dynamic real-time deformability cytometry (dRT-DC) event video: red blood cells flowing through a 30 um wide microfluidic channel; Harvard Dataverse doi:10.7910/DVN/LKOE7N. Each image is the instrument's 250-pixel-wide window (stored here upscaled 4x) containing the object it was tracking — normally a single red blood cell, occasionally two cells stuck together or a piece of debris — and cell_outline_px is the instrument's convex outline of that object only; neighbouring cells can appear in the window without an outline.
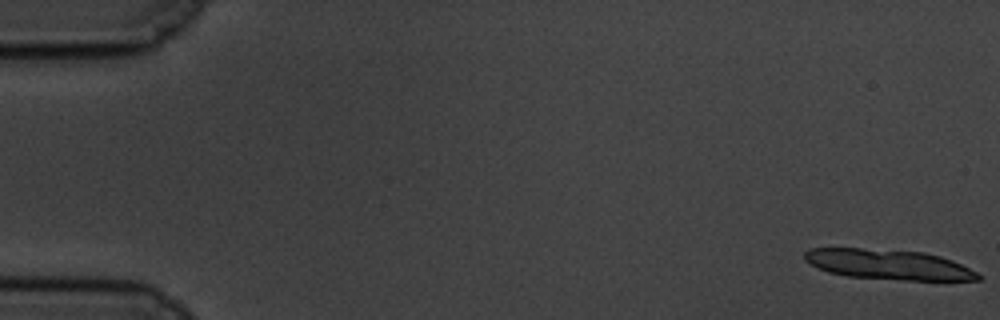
{"species": "common noctule bat (a hibernating species)", "species_latin": "Nyctalus noctula", "temperature_condition": "cold", "stored_images_in_passage": 15, "camera_frame_rate_fps": 3000, "um_per_image_px": 0.085, "animal": {"sex": "male", "body_mass_g": 19.5, "forearm_length_mm": 54.6}, "frame": {"image": 1, "passage_image": 1, "time_ms": 0.0, "image_size_px": [1000, 320], "cell_outline_px": [[980, 280], [900, 280], [848, 276], [828, 272], [804, 260], [804, 252], [808, 248], [860, 248], [924, 252], [940, 256], [952, 260], [976, 272], [980, 276]], "centroid_in_image_um": [75.49, 22.48], "position_along_channel_um": 9.5, "area_um2": 30.23}}